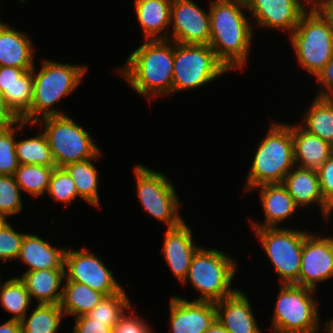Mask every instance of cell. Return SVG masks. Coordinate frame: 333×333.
<instances>
[{"label":"cell","mask_w":333,"mask_h":333,"mask_svg":"<svg viewBox=\"0 0 333 333\" xmlns=\"http://www.w3.org/2000/svg\"><path fill=\"white\" fill-rule=\"evenodd\" d=\"M260 191V198L265 214V220L261 224L249 220L252 228L278 227V225L293 214L299 208L289 195L287 188L282 184H265L253 188Z\"/></svg>","instance_id":"cell-20"},{"label":"cell","mask_w":333,"mask_h":333,"mask_svg":"<svg viewBox=\"0 0 333 333\" xmlns=\"http://www.w3.org/2000/svg\"><path fill=\"white\" fill-rule=\"evenodd\" d=\"M19 278L25 284L31 300L37 299L38 304H60L65 269L25 271Z\"/></svg>","instance_id":"cell-25"},{"label":"cell","mask_w":333,"mask_h":333,"mask_svg":"<svg viewBox=\"0 0 333 333\" xmlns=\"http://www.w3.org/2000/svg\"><path fill=\"white\" fill-rule=\"evenodd\" d=\"M139 203L155 219L167 224V228L180 225L184 220L179 214V198L174 184L162 172L141 164L134 167Z\"/></svg>","instance_id":"cell-10"},{"label":"cell","mask_w":333,"mask_h":333,"mask_svg":"<svg viewBox=\"0 0 333 333\" xmlns=\"http://www.w3.org/2000/svg\"><path fill=\"white\" fill-rule=\"evenodd\" d=\"M199 245L192 239V231L184 221L173 228H167L162 252L173 275L183 282L187 276L191 261Z\"/></svg>","instance_id":"cell-17"},{"label":"cell","mask_w":333,"mask_h":333,"mask_svg":"<svg viewBox=\"0 0 333 333\" xmlns=\"http://www.w3.org/2000/svg\"><path fill=\"white\" fill-rule=\"evenodd\" d=\"M56 166L19 164L14 177L22 192L42 197L48 191L51 175Z\"/></svg>","instance_id":"cell-30"},{"label":"cell","mask_w":333,"mask_h":333,"mask_svg":"<svg viewBox=\"0 0 333 333\" xmlns=\"http://www.w3.org/2000/svg\"><path fill=\"white\" fill-rule=\"evenodd\" d=\"M308 8L290 41L298 64L316 77L333 56V27L314 4Z\"/></svg>","instance_id":"cell-5"},{"label":"cell","mask_w":333,"mask_h":333,"mask_svg":"<svg viewBox=\"0 0 333 333\" xmlns=\"http://www.w3.org/2000/svg\"><path fill=\"white\" fill-rule=\"evenodd\" d=\"M26 124L23 120L8 128L0 130V175L14 176L19 162L16 155V131L23 130Z\"/></svg>","instance_id":"cell-34"},{"label":"cell","mask_w":333,"mask_h":333,"mask_svg":"<svg viewBox=\"0 0 333 333\" xmlns=\"http://www.w3.org/2000/svg\"><path fill=\"white\" fill-rule=\"evenodd\" d=\"M83 247L66 250L64 256L65 281L82 283L106 296L119 293L123 288L116 281L113 271L104 262Z\"/></svg>","instance_id":"cell-12"},{"label":"cell","mask_w":333,"mask_h":333,"mask_svg":"<svg viewBox=\"0 0 333 333\" xmlns=\"http://www.w3.org/2000/svg\"><path fill=\"white\" fill-rule=\"evenodd\" d=\"M8 222L0 229V261L17 259L26 233L15 231Z\"/></svg>","instance_id":"cell-38"},{"label":"cell","mask_w":333,"mask_h":333,"mask_svg":"<svg viewBox=\"0 0 333 333\" xmlns=\"http://www.w3.org/2000/svg\"><path fill=\"white\" fill-rule=\"evenodd\" d=\"M136 313H124L112 328V333H154L145 320ZM145 321V322H144Z\"/></svg>","instance_id":"cell-40"},{"label":"cell","mask_w":333,"mask_h":333,"mask_svg":"<svg viewBox=\"0 0 333 333\" xmlns=\"http://www.w3.org/2000/svg\"><path fill=\"white\" fill-rule=\"evenodd\" d=\"M8 223L7 217L0 213V229Z\"/></svg>","instance_id":"cell-49"},{"label":"cell","mask_w":333,"mask_h":333,"mask_svg":"<svg viewBox=\"0 0 333 333\" xmlns=\"http://www.w3.org/2000/svg\"><path fill=\"white\" fill-rule=\"evenodd\" d=\"M43 119V120H42ZM38 120L43 126L56 167L94 158L101 150L89 132L67 115L48 116Z\"/></svg>","instance_id":"cell-8"},{"label":"cell","mask_w":333,"mask_h":333,"mask_svg":"<svg viewBox=\"0 0 333 333\" xmlns=\"http://www.w3.org/2000/svg\"><path fill=\"white\" fill-rule=\"evenodd\" d=\"M32 300L25 284L19 277L1 282L0 276V303L8 313L13 314L12 320L21 321L29 309Z\"/></svg>","instance_id":"cell-31"},{"label":"cell","mask_w":333,"mask_h":333,"mask_svg":"<svg viewBox=\"0 0 333 333\" xmlns=\"http://www.w3.org/2000/svg\"><path fill=\"white\" fill-rule=\"evenodd\" d=\"M168 40L178 44L209 45L210 12L192 0H172Z\"/></svg>","instance_id":"cell-13"},{"label":"cell","mask_w":333,"mask_h":333,"mask_svg":"<svg viewBox=\"0 0 333 333\" xmlns=\"http://www.w3.org/2000/svg\"><path fill=\"white\" fill-rule=\"evenodd\" d=\"M313 4L329 20L333 27V0H313Z\"/></svg>","instance_id":"cell-45"},{"label":"cell","mask_w":333,"mask_h":333,"mask_svg":"<svg viewBox=\"0 0 333 333\" xmlns=\"http://www.w3.org/2000/svg\"><path fill=\"white\" fill-rule=\"evenodd\" d=\"M228 72L209 45L174 42L172 94L199 88Z\"/></svg>","instance_id":"cell-9"},{"label":"cell","mask_w":333,"mask_h":333,"mask_svg":"<svg viewBox=\"0 0 333 333\" xmlns=\"http://www.w3.org/2000/svg\"><path fill=\"white\" fill-rule=\"evenodd\" d=\"M252 229L282 279L280 284H294L299 279L304 238L309 232L279 226Z\"/></svg>","instance_id":"cell-11"},{"label":"cell","mask_w":333,"mask_h":333,"mask_svg":"<svg viewBox=\"0 0 333 333\" xmlns=\"http://www.w3.org/2000/svg\"><path fill=\"white\" fill-rule=\"evenodd\" d=\"M0 333H22L20 321L9 319L0 325Z\"/></svg>","instance_id":"cell-46"},{"label":"cell","mask_w":333,"mask_h":333,"mask_svg":"<svg viewBox=\"0 0 333 333\" xmlns=\"http://www.w3.org/2000/svg\"><path fill=\"white\" fill-rule=\"evenodd\" d=\"M257 148L246 179V192L265 184L283 183L288 172L296 166L292 124L271 122Z\"/></svg>","instance_id":"cell-4"},{"label":"cell","mask_w":333,"mask_h":333,"mask_svg":"<svg viewBox=\"0 0 333 333\" xmlns=\"http://www.w3.org/2000/svg\"><path fill=\"white\" fill-rule=\"evenodd\" d=\"M216 320L228 333H261L247 295L237 289L215 303Z\"/></svg>","instance_id":"cell-18"},{"label":"cell","mask_w":333,"mask_h":333,"mask_svg":"<svg viewBox=\"0 0 333 333\" xmlns=\"http://www.w3.org/2000/svg\"><path fill=\"white\" fill-rule=\"evenodd\" d=\"M282 184L287 188L289 195L298 207L319 204L323 218L329 220L333 209L322 197L317 170L295 166L285 176Z\"/></svg>","instance_id":"cell-19"},{"label":"cell","mask_w":333,"mask_h":333,"mask_svg":"<svg viewBox=\"0 0 333 333\" xmlns=\"http://www.w3.org/2000/svg\"><path fill=\"white\" fill-rule=\"evenodd\" d=\"M131 304L127 293L122 289L119 293L105 296L87 315L95 321L106 322L107 326L113 328L120 317L132 309Z\"/></svg>","instance_id":"cell-33"},{"label":"cell","mask_w":333,"mask_h":333,"mask_svg":"<svg viewBox=\"0 0 333 333\" xmlns=\"http://www.w3.org/2000/svg\"><path fill=\"white\" fill-rule=\"evenodd\" d=\"M15 150L19 164L56 166L44 133L20 141L16 139Z\"/></svg>","instance_id":"cell-32"},{"label":"cell","mask_w":333,"mask_h":333,"mask_svg":"<svg viewBox=\"0 0 333 333\" xmlns=\"http://www.w3.org/2000/svg\"><path fill=\"white\" fill-rule=\"evenodd\" d=\"M245 3L258 27L285 30L290 35L307 11L304 3L311 6L313 0H245Z\"/></svg>","instance_id":"cell-15"},{"label":"cell","mask_w":333,"mask_h":333,"mask_svg":"<svg viewBox=\"0 0 333 333\" xmlns=\"http://www.w3.org/2000/svg\"><path fill=\"white\" fill-rule=\"evenodd\" d=\"M66 248H55L36 234H25L17 260L28 265L27 271L65 269Z\"/></svg>","instance_id":"cell-23"},{"label":"cell","mask_w":333,"mask_h":333,"mask_svg":"<svg viewBox=\"0 0 333 333\" xmlns=\"http://www.w3.org/2000/svg\"><path fill=\"white\" fill-rule=\"evenodd\" d=\"M272 318V333H318L317 290L297 284H280Z\"/></svg>","instance_id":"cell-7"},{"label":"cell","mask_w":333,"mask_h":333,"mask_svg":"<svg viewBox=\"0 0 333 333\" xmlns=\"http://www.w3.org/2000/svg\"><path fill=\"white\" fill-rule=\"evenodd\" d=\"M324 201L333 209V154L317 170Z\"/></svg>","instance_id":"cell-41"},{"label":"cell","mask_w":333,"mask_h":333,"mask_svg":"<svg viewBox=\"0 0 333 333\" xmlns=\"http://www.w3.org/2000/svg\"><path fill=\"white\" fill-rule=\"evenodd\" d=\"M31 41L26 33L0 21V67L33 69L34 48Z\"/></svg>","instance_id":"cell-21"},{"label":"cell","mask_w":333,"mask_h":333,"mask_svg":"<svg viewBox=\"0 0 333 333\" xmlns=\"http://www.w3.org/2000/svg\"><path fill=\"white\" fill-rule=\"evenodd\" d=\"M100 155L101 152L94 158L69 163L63 167L74 181L78 197L95 207L101 205L98 194V171L93 164V160L98 159V157L100 158Z\"/></svg>","instance_id":"cell-27"},{"label":"cell","mask_w":333,"mask_h":333,"mask_svg":"<svg viewBox=\"0 0 333 333\" xmlns=\"http://www.w3.org/2000/svg\"><path fill=\"white\" fill-rule=\"evenodd\" d=\"M209 5V46L229 71H243L250 55L254 26L244 14L245 0H213Z\"/></svg>","instance_id":"cell-1"},{"label":"cell","mask_w":333,"mask_h":333,"mask_svg":"<svg viewBox=\"0 0 333 333\" xmlns=\"http://www.w3.org/2000/svg\"><path fill=\"white\" fill-rule=\"evenodd\" d=\"M27 70L30 69L15 68L10 66L0 67V95L3 96L11 109L13 86L17 82V79L22 76Z\"/></svg>","instance_id":"cell-39"},{"label":"cell","mask_w":333,"mask_h":333,"mask_svg":"<svg viewBox=\"0 0 333 333\" xmlns=\"http://www.w3.org/2000/svg\"><path fill=\"white\" fill-rule=\"evenodd\" d=\"M105 296V294L91 289L85 284L66 281L63 285L60 306L64 316L73 315L76 318L93 310Z\"/></svg>","instance_id":"cell-26"},{"label":"cell","mask_w":333,"mask_h":333,"mask_svg":"<svg viewBox=\"0 0 333 333\" xmlns=\"http://www.w3.org/2000/svg\"><path fill=\"white\" fill-rule=\"evenodd\" d=\"M21 190L15 177L0 175V213L7 218L19 214L23 210Z\"/></svg>","instance_id":"cell-36"},{"label":"cell","mask_w":333,"mask_h":333,"mask_svg":"<svg viewBox=\"0 0 333 333\" xmlns=\"http://www.w3.org/2000/svg\"><path fill=\"white\" fill-rule=\"evenodd\" d=\"M325 330L328 333H333V318H331L328 322L325 323Z\"/></svg>","instance_id":"cell-48"},{"label":"cell","mask_w":333,"mask_h":333,"mask_svg":"<svg viewBox=\"0 0 333 333\" xmlns=\"http://www.w3.org/2000/svg\"><path fill=\"white\" fill-rule=\"evenodd\" d=\"M137 21L145 40H168L172 0H134ZM165 33V34H163Z\"/></svg>","instance_id":"cell-24"},{"label":"cell","mask_w":333,"mask_h":333,"mask_svg":"<svg viewBox=\"0 0 333 333\" xmlns=\"http://www.w3.org/2000/svg\"><path fill=\"white\" fill-rule=\"evenodd\" d=\"M21 119L8 106L7 102L0 95V130L17 124Z\"/></svg>","instance_id":"cell-44"},{"label":"cell","mask_w":333,"mask_h":333,"mask_svg":"<svg viewBox=\"0 0 333 333\" xmlns=\"http://www.w3.org/2000/svg\"><path fill=\"white\" fill-rule=\"evenodd\" d=\"M294 159L296 167L318 170L333 154V146L301 127L292 124Z\"/></svg>","instance_id":"cell-22"},{"label":"cell","mask_w":333,"mask_h":333,"mask_svg":"<svg viewBox=\"0 0 333 333\" xmlns=\"http://www.w3.org/2000/svg\"><path fill=\"white\" fill-rule=\"evenodd\" d=\"M33 97V69L27 70L13 86L12 110L21 119L29 110Z\"/></svg>","instance_id":"cell-37"},{"label":"cell","mask_w":333,"mask_h":333,"mask_svg":"<svg viewBox=\"0 0 333 333\" xmlns=\"http://www.w3.org/2000/svg\"><path fill=\"white\" fill-rule=\"evenodd\" d=\"M204 333H228V332L217 320H215Z\"/></svg>","instance_id":"cell-47"},{"label":"cell","mask_w":333,"mask_h":333,"mask_svg":"<svg viewBox=\"0 0 333 333\" xmlns=\"http://www.w3.org/2000/svg\"><path fill=\"white\" fill-rule=\"evenodd\" d=\"M33 68V97L30 110L21 118L26 124H35L41 118L65 115L50 108L68 96L82 82L86 66L59 63L43 59L40 71Z\"/></svg>","instance_id":"cell-3"},{"label":"cell","mask_w":333,"mask_h":333,"mask_svg":"<svg viewBox=\"0 0 333 333\" xmlns=\"http://www.w3.org/2000/svg\"><path fill=\"white\" fill-rule=\"evenodd\" d=\"M118 72L141 96L156 98L172 95L174 43L147 40L127 58Z\"/></svg>","instance_id":"cell-2"},{"label":"cell","mask_w":333,"mask_h":333,"mask_svg":"<svg viewBox=\"0 0 333 333\" xmlns=\"http://www.w3.org/2000/svg\"><path fill=\"white\" fill-rule=\"evenodd\" d=\"M237 263L222 250L200 247L192 258L187 281L199 292L195 301L216 303L232 295L237 289L231 287L236 275Z\"/></svg>","instance_id":"cell-6"},{"label":"cell","mask_w":333,"mask_h":333,"mask_svg":"<svg viewBox=\"0 0 333 333\" xmlns=\"http://www.w3.org/2000/svg\"><path fill=\"white\" fill-rule=\"evenodd\" d=\"M64 316L60 304H38L20 321L22 333H57Z\"/></svg>","instance_id":"cell-29"},{"label":"cell","mask_w":333,"mask_h":333,"mask_svg":"<svg viewBox=\"0 0 333 333\" xmlns=\"http://www.w3.org/2000/svg\"><path fill=\"white\" fill-rule=\"evenodd\" d=\"M304 124V125H303ZM302 128L333 146V97L315 96L304 113Z\"/></svg>","instance_id":"cell-28"},{"label":"cell","mask_w":333,"mask_h":333,"mask_svg":"<svg viewBox=\"0 0 333 333\" xmlns=\"http://www.w3.org/2000/svg\"><path fill=\"white\" fill-rule=\"evenodd\" d=\"M72 333H112V328L106 322L95 321L86 314L75 318Z\"/></svg>","instance_id":"cell-42"},{"label":"cell","mask_w":333,"mask_h":333,"mask_svg":"<svg viewBox=\"0 0 333 333\" xmlns=\"http://www.w3.org/2000/svg\"><path fill=\"white\" fill-rule=\"evenodd\" d=\"M169 320L172 333H204L216 320L215 303L173 296Z\"/></svg>","instance_id":"cell-16"},{"label":"cell","mask_w":333,"mask_h":333,"mask_svg":"<svg viewBox=\"0 0 333 333\" xmlns=\"http://www.w3.org/2000/svg\"><path fill=\"white\" fill-rule=\"evenodd\" d=\"M321 90L317 97H333V56L325 65L324 69L316 76Z\"/></svg>","instance_id":"cell-43"},{"label":"cell","mask_w":333,"mask_h":333,"mask_svg":"<svg viewBox=\"0 0 333 333\" xmlns=\"http://www.w3.org/2000/svg\"><path fill=\"white\" fill-rule=\"evenodd\" d=\"M333 277V237L308 233L304 238L299 279L294 283L317 289Z\"/></svg>","instance_id":"cell-14"},{"label":"cell","mask_w":333,"mask_h":333,"mask_svg":"<svg viewBox=\"0 0 333 333\" xmlns=\"http://www.w3.org/2000/svg\"><path fill=\"white\" fill-rule=\"evenodd\" d=\"M46 194L57 203L65 204H71L78 197L75 183L63 167L54 168Z\"/></svg>","instance_id":"cell-35"}]
</instances>
